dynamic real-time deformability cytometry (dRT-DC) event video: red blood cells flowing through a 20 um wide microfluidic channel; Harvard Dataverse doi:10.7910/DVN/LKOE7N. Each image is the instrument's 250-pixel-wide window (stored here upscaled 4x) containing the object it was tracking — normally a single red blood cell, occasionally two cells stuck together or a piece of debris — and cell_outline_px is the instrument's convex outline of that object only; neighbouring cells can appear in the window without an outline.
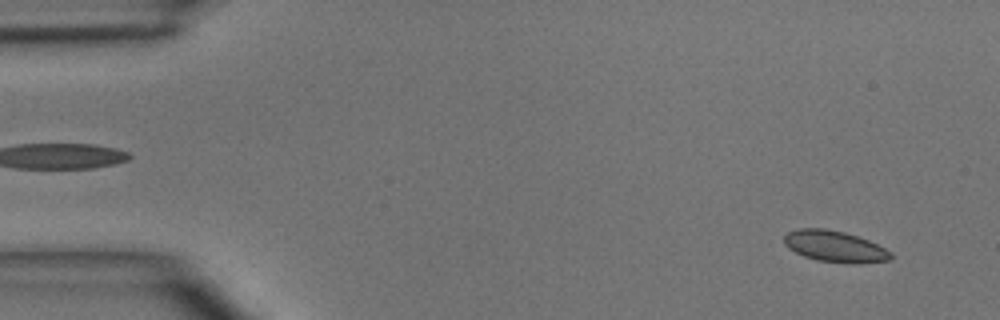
{"species": "common noctule bat (a hibernating species)", "species_latin": "Nyctalus noctula", "temperature_condition": "room temperature", "stored_images_in_passage": 4, "segment_of_instrument_passage": [1, 2], "camera_frame_rate_fps": 3000, "um_per_image_px": 0.085, "animal": {"sex": "male", "body_mass_g": 15.6}, "frame": {"image": 1, "passage_image": 1, "time_ms": 0.0, "image_size_px": [1000, 320], "cell_outline_px": [[892, 260], [860, 264], [844, 264], [816, 260], [804, 256], [788, 248], [784, 244], [784, 236], [788, 232], [800, 228], [824, 228], [844, 232], [868, 240], [892, 252]], "centroid_in_image_um": [70.97, 20.97], "position_along_channel_um": 14.0, "area_um2": 19.65}}